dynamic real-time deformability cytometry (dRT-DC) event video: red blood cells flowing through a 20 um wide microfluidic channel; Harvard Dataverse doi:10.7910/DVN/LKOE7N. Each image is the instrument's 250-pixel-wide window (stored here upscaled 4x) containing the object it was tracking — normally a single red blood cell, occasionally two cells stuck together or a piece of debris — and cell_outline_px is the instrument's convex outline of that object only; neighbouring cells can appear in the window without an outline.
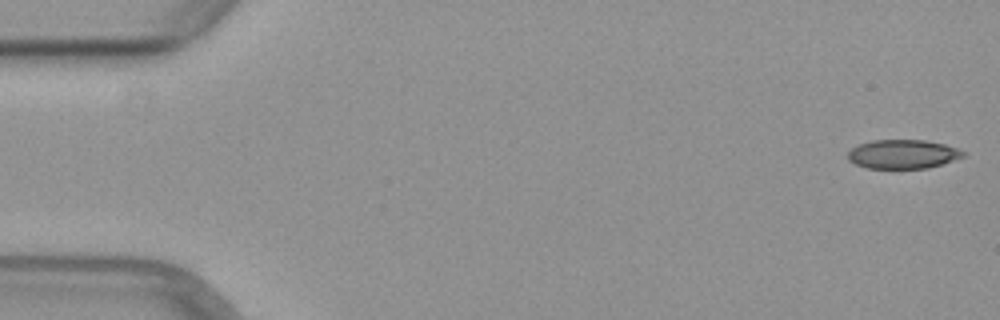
{"species": "common noctule bat (a hibernating species)", "species_latin": "Nyctalus noctula", "temperature_condition": "warm", "stored_images_in_passage": 50, "camera_frame_rate_fps": 3000, "um_per_image_px": 0.085, "animal": {"sex": "female", "body_mass_g": 29.2, "forearm_length_mm": 56.3}, "frame": {"image": 1, "passage_image": 1, "time_ms": 0.0, "image_size_px": [1000, 320], "cell_outline_px": [[964, 156], [928, 168], [868, 168], [856, 164], [848, 160], [848, 152], [852, 148], [860, 144], [872, 140], [924, 140], [944, 144], [956, 148], [964, 152]], "centroid_in_image_um": [76.71, 13.1], "position_along_channel_um": 8.3, "area_um2": 19.19}}
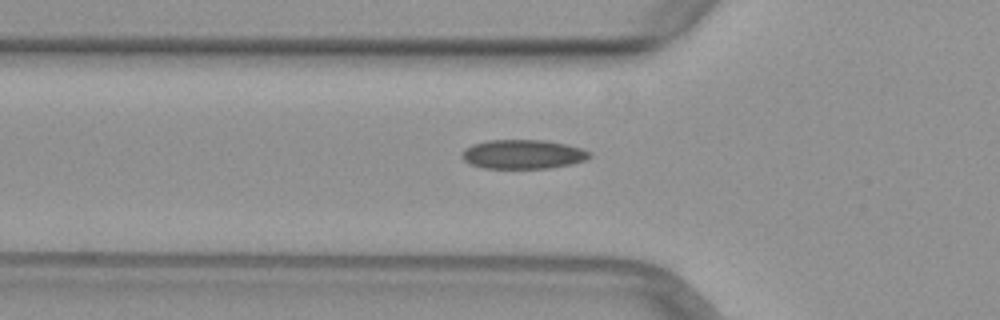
{"frame": {"image": 2, "passage_image": 17, "time_ms": 5.333, "image_size_px": [1000, 320], "cell_outline_px": [[592, 156], [584, 160], [572, 164], [548, 168], [484, 168], [468, 164], [460, 156], [460, 152], [464, 148], [472, 144], [488, 140], [544, 140], [568, 144], [592, 152]], "centroid_in_image_um": [44.42, 13.11], "position_along_channel_um": 81.4, "area_um2": 21.96}}
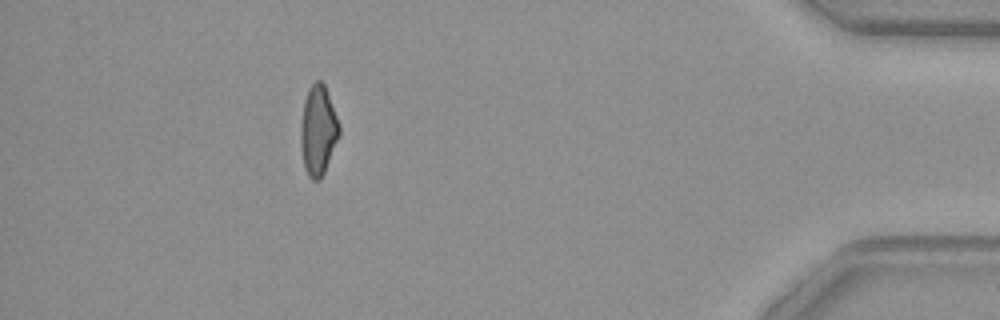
{"frame": {"image": 3, "passage_image": 45, "time_ms": 14.667, "image_size_px": [1000, 320], "cell_outline_px": [[340, 132], [324, 172], [320, 180], [312, 180], [308, 176], [304, 168], [300, 144], [300, 128], [304, 100], [308, 88], [316, 80], [320, 80], [324, 84], [340, 124]], "centroid_in_image_um": [27.02, 11.08], "position_along_channel_um": 408.2, "area_um2": 20.11}}